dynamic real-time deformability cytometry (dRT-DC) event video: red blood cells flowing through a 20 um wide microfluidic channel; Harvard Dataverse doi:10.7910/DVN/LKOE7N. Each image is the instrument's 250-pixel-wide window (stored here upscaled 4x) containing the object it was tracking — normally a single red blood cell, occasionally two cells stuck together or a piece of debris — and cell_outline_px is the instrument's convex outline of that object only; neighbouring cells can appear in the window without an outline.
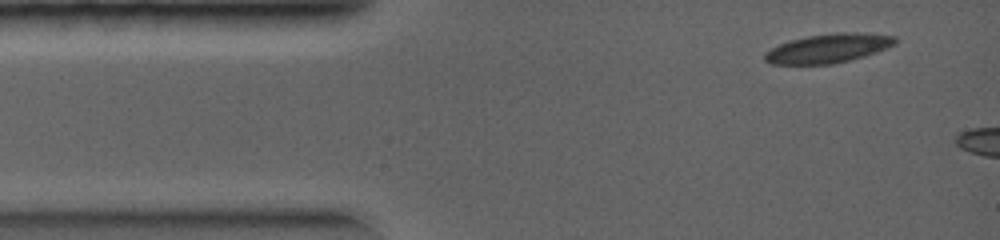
{"species": "common noctule bat (a hibernating species)", "species_latin": "Nyctalus noctula", "temperature_condition": "warm", "stored_images_in_passage": 3, "camera_frame_rate_fps": 5000, "um_per_image_px": 0.085, "animal": {"sex": "female", "body_mass_g": 19.0, "forearm_length_mm": 56.7}, "frame": {"image": 1, "passage_image": 1, "time_ms": 0.0, "image_size_px": [1000, 240], "cell_outline_px": [[896, 44], [876, 52], [864, 56], [832, 64], [772, 64], [764, 60], [764, 52], [788, 40], [808, 36], [840, 32], [872, 32], [896, 36]], "centroid_in_image_um": [70.43, 4.09], "position_along_channel_um": 14.6, "area_um2": 22.2}}